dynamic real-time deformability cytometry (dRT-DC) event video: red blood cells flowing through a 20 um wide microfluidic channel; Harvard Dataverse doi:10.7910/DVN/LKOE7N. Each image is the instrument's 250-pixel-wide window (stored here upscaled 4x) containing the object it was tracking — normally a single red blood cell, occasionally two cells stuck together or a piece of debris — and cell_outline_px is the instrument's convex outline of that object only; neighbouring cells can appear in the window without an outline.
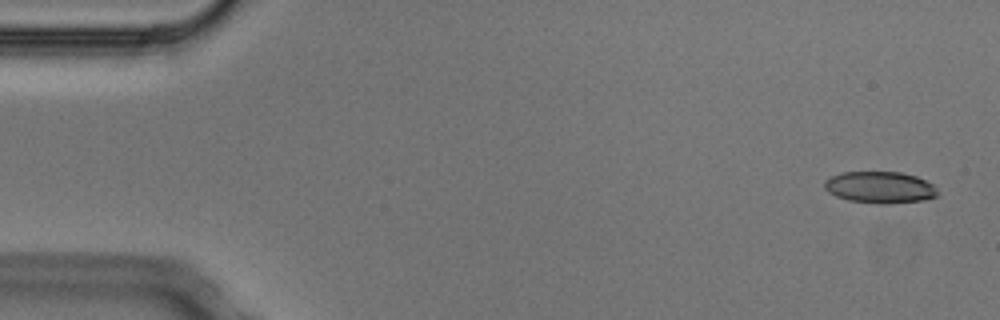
{"species": "Egyptian fruit bat (a non-hibernating species)", "species_latin": "Rousettus aegyptiacus", "temperature_condition": "cold", "stored_images_in_passage": 3, "camera_frame_rate_fps": 3000, "um_per_image_px": 0.085, "animal": {"sex": "male"}, "frame": {"image": 1, "passage_image": 1, "time_ms": 0.0, "image_size_px": [1000, 320], "cell_outline_px": [[936, 196], [924, 200], [888, 204], [880, 204], [848, 200], [836, 196], [828, 192], [824, 188], [824, 180], [840, 172], [900, 172], [916, 176], [932, 184], [936, 188]], "centroid_in_image_um": [74.76, 15.92], "position_along_channel_um": 10.2, "area_um2": 20.87}}
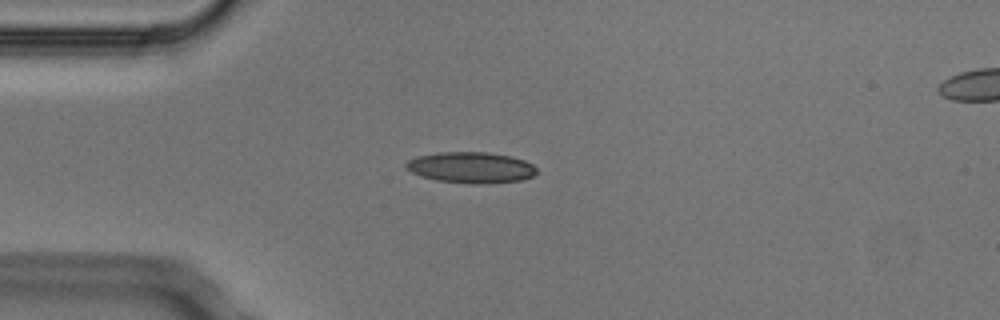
{"frame": {"image": 2, "passage_image": 3, "time_ms": 0.667, "image_size_px": [1000, 320], "cell_outline_px": [[536, 172], [532, 176], [520, 180], [488, 184], [468, 184], [436, 180], [420, 176], [404, 168], [404, 164], [408, 160], [416, 156], [440, 152], [488, 152], [508, 156], [524, 160], [532, 164], [536, 168]], "centroid_in_image_um": [39.98, 14.24], "position_along_channel_um": 45.0, "area_um2": 23.76}}